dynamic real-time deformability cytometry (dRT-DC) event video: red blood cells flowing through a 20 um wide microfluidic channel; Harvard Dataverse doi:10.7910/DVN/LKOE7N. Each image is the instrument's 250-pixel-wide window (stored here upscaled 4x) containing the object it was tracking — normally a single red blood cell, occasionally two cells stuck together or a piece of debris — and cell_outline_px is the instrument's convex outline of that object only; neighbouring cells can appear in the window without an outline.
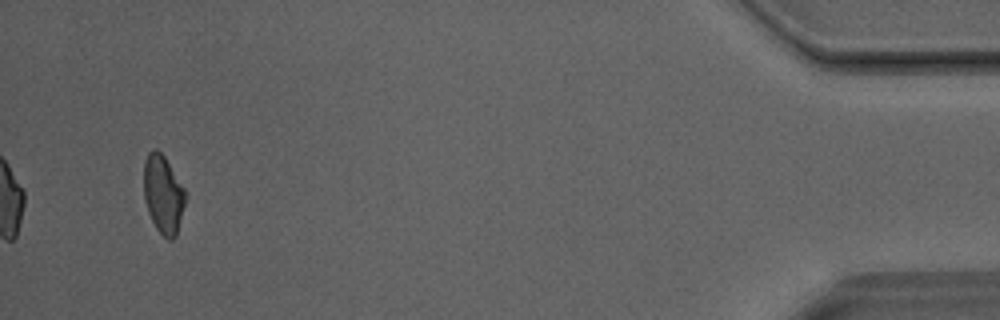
{"species": "Egyptian fruit bat (a non-hibernating species)", "species_latin": "Rousettus aegyptiacus", "temperature_condition": "room temperature", "stored_images_in_passage": 30, "camera_frame_rate_fps": 3000, "um_per_image_px": 0.085, "animal": {"sex": "male"}, "frame": {"image": 1, "passage_image": 30, "time_ms": 9.667, "image_size_px": [1000, 320], "cell_outline_px": [[188, 196], [176, 236], [172, 240], [168, 240], [156, 228], [148, 212], [144, 200], [144, 160], [148, 152], [152, 148], [156, 148], [164, 156], [184, 188]], "centroid_in_image_um": [13.88, 16.52], "position_along_channel_um": 421.3, "area_um2": 19.19}}